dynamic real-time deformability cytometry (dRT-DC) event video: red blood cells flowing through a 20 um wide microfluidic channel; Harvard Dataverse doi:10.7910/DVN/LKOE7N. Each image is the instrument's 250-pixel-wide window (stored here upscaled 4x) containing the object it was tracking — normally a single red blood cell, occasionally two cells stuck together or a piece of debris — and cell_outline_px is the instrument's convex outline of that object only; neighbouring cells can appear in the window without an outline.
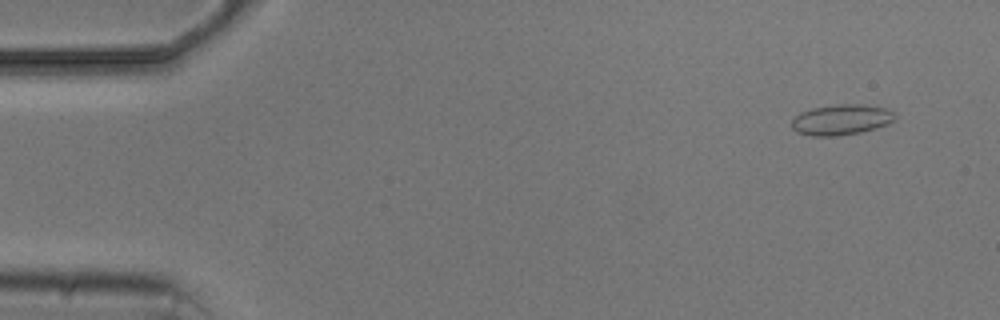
{"species": "common noctule bat (a hibernating species)", "species_latin": "Nyctalus noctula", "temperature_condition": "cold", "stored_images_in_passage": 5, "camera_frame_rate_fps": 3000, "um_per_image_px": 0.085, "animal": {"sex": "male", "body_mass_g": 20.5, "forearm_length_mm": 52.5}, "frame": {"image": 1, "passage_image": 1, "time_ms": 0.0, "image_size_px": [1000, 320], "cell_outline_px": [[896, 116], [888, 124], [876, 128], [860, 132], [836, 136], [812, 136], [796, 132], [792, 128], [792, 120], [800, 112], [812, 108], [836, 104], [860, 104], [884, 108], [892, 112]], "centroid_in_image_um": [71.47, 10.18], "position_along_channel_um": 13.5, "area_um2": 18.26}}
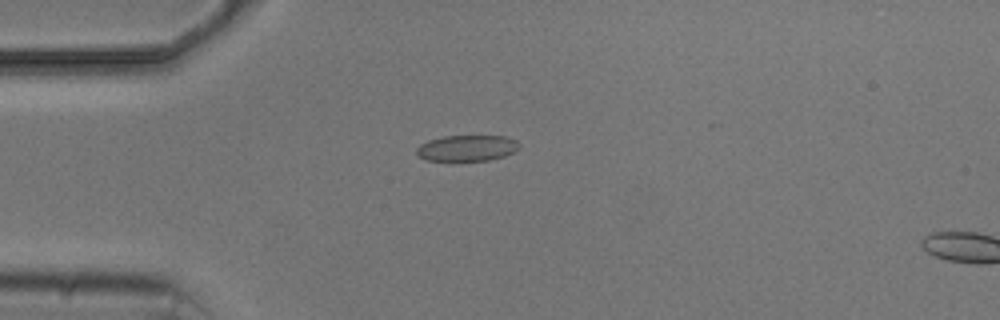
{"frame": {"image": 2, "passage_image": 4, "time_ms": 3.333, "image_size_px": [1000, 320], "cell_outline_px": [[520, 148], [516, 152], [504, 156], [488, 160], [424, 160], [416, 152], [416, 148], [420, 144], [428, 140], [444, 136], [508, 136], [516, 140], [520, 144]], "centroid_in_image_um": [39.73, 12.57], "position_along_channel_um": 45.3, "area_um2": 15.61}}